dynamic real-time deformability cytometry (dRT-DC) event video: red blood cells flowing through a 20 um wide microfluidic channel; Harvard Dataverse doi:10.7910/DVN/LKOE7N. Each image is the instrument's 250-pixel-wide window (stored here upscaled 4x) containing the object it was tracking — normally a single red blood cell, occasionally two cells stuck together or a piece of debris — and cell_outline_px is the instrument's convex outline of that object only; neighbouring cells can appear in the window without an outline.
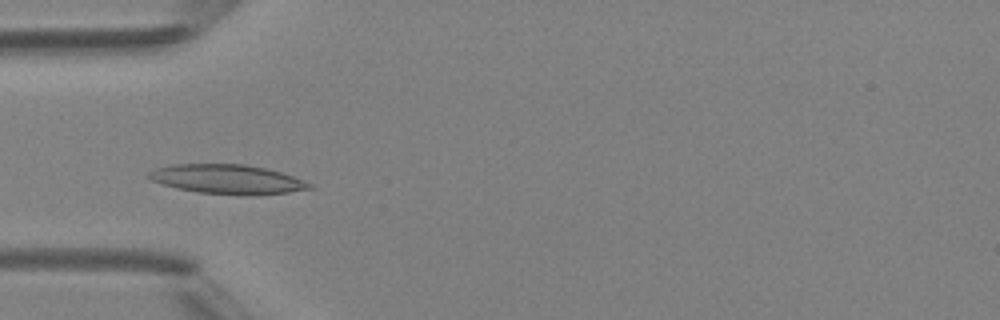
{"species": "Egyptian fruit bat (a non-hibernating species)", "species_latin": "Rousettus aegyptiacus", "temperature_condition": "room temperature", "stored_images_in_passage": 5, "camera_frame_rate_fps": 3000, "um_per_image_px": 0.085, "animal": {"sex": "female"}, "frame": {"image": 1, "passage_image": 3, "time_ms": 3.333, "image_size_px": [1000, 320], "cell_outline_px": [[316, 188], [288, 192], [196, 192], [176, 188], [152, 180], [148, 176], [148, 172], [156, 168], [172, 164], [244, 164], [264, 168], [280, 172], [304, 180], [312, 184]], "centroid_in_image_um": [19.28, 15.18], "position_along_channel_um": 65.7, "area_um2": 26.18}}
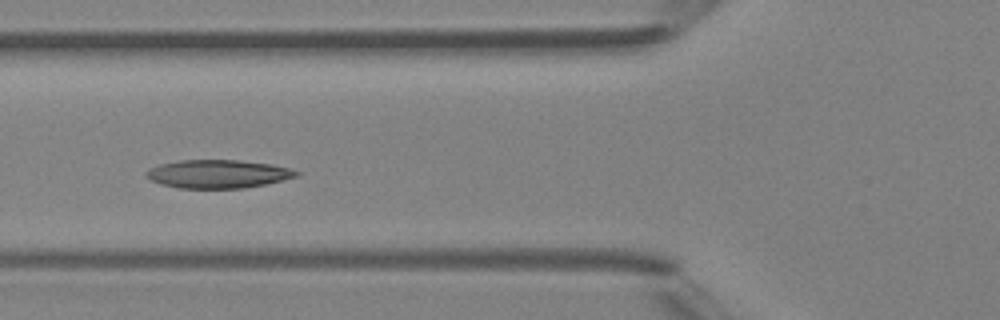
{"frame": {"image": 2, "passage_image": 4, "time_ms": 4.333, "image_size_px": [1000, 320], "cell_outline_px": [[300, 172], [296, 176], [264, 184], [244, 188], [180, 188], [160, 184], [152, 180], [144, 172], [160, 164], [180, 160], [236, 160], [272, 164], [288, 168]], "centroid_in_image_um": [18.51, 14.78], "position_along_channel_um": 107.3, "area_um2": 24.39}}
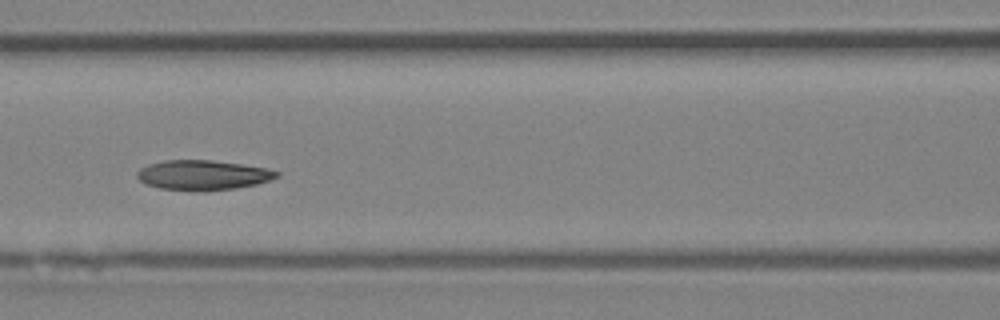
{"frame": {"image": 3, "passage_image": 5, "time_ms": 5.333, "image_size_px": [1000, 320], "cell_outline_px": [[280, 176], [256, 184], [236, 188], [160, 188], [144, 184], [136, 176], [136, 172], [140, 168], [148, 164], [164, 160], [212, 160], [268, 168], [280, 172]], "centroid_in_image_um": [17.24, 14.83], "position_along_channel_um": 149.4, "area_um2": 23.41}}